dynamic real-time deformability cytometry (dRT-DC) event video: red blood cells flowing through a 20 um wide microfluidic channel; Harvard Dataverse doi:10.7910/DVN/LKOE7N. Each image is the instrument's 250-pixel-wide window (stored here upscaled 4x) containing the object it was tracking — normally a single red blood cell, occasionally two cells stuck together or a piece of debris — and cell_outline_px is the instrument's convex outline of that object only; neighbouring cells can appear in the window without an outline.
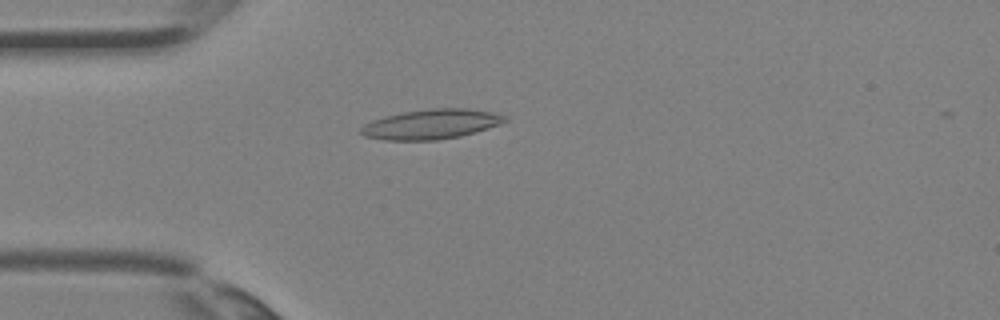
{"species": "Egyptian fruit bat (a non-hibernating species)", "species_latin": "Rousettus aegyptiacus", "temperature_condition": "room temperature", "stored_images_in_passage": 3, "camera_frame_rate_fps": 3000, "um_per_image_px": 0.085, "animal": {"sex": "female"}, "frame": {"image": 1, "passage_image": 3, "time_ms": 0.667, "image_size_px": [1000, 320], "cell_outline_px": [[508, 120], [500, 124], [488, 128], [460, 136], [436, 140], [384, 140], [364, 136], [360, 132], [360, 128], [364, 124], [372, 120], [384, 116], [404, 112], [432, 108], [468, 108], [492, 112], [508, 116]], "centroid_in_image_um": [36.65, 10.55], "position_along_channel_um": 48.3, "area_um2": 25.03}}